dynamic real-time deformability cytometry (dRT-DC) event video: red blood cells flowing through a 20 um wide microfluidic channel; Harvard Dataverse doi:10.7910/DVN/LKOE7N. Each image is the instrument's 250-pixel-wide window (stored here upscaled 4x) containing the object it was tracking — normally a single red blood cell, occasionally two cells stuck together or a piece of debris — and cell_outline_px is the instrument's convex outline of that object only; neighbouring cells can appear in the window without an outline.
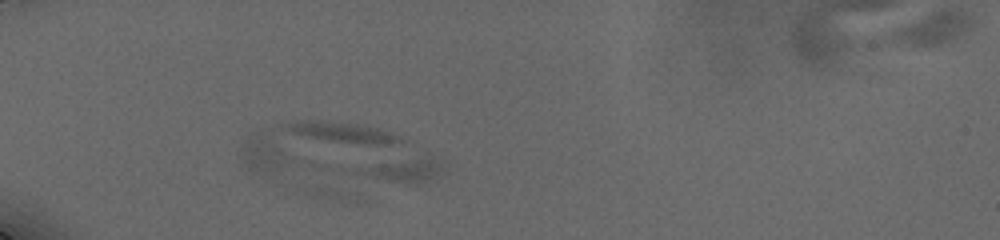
{"species": "human", "species_latin": "Homo sapiens", "temperature_condition": "cold", "stored_images_in_passage": 14, "segment_of_instrument_passage": [2, 2], "camera_frame_rate_fps": 3000, "um_per_image_px": 0.085, "donor": {"sex": "male"}, "frame": {"image": 1, "passage_image": 4, "time_ms": 2.0, "image_size_px": [1000, 240], "cell_outline_px": [[444, 172], [428, 184], [368, 200], [320, 200], [308, 196], [300, 188], [340, 168], [416, 160], [440, 160], [444, 164]], "centroid_in_image_um": [31.78, 15.32], "position_along_channel_um": 53.2, "area_um2": 27.51}}